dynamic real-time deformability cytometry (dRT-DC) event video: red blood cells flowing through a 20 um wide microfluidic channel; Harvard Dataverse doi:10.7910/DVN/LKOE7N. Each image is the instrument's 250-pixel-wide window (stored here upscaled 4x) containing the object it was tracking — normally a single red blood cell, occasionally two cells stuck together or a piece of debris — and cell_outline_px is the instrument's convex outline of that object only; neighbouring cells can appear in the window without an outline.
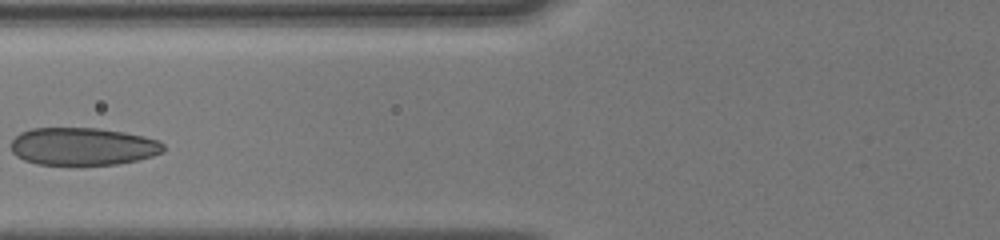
{"species": "human", "species_latin": "Homo sapiens", "temperature_condition": "cold", "stored_images_in_passage": 17, "camera_frame_rate_fps": 3000, "um_per_image_px": 0.085, "donor": {"sex": "male"}, "frame": {"image": 1, "passage_image": 5, "time_ms": 2.667, "image_size_px": [1000, 240], "cell_outline_px": [[164, 152], [152, 156], [136, 160], [116, 164], [36, 164], [24, 160], [16, 156], [12, 152], [12, 140], [20, 132], [32, 128], [96, 128], [124, 132], [144, 136], [160, 140], [164, 144]], "centroid_in_image_um": [7.05, 12.44], "position_along_channel_um": 118.7, "area_um2": 33.41}}
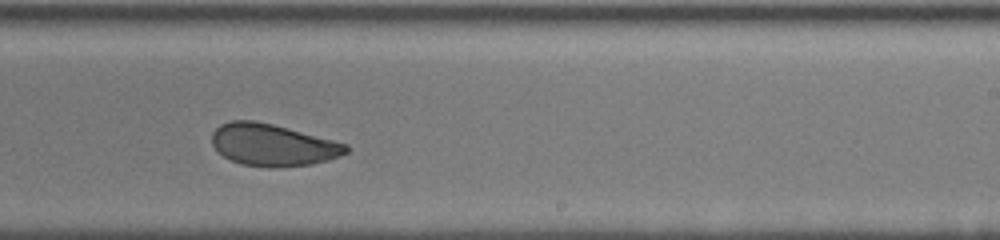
{"frame": {"image": 2, "passage_image": 11, "time_ms": 6.333, "image_size_px": [1000, 240], "cell_outline_px": [[348, 152], [340, 156], [328, 160], [312, 164], [240, 164], [224, 156], [212, 144], [212, 132], [220, 124], [232, 120], [252, 120], [272, 124], [348, 144]], "centroid_in_image_um": [23.18, 12.27], "position_along_channel_um": 265.8, "area_um2": 31.62}}
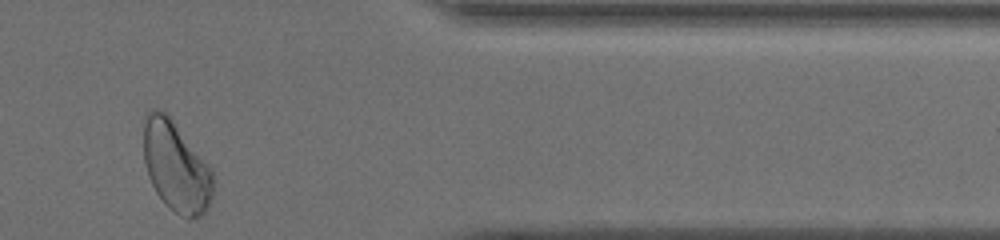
{"frame": {"image": 3, "passage_image": 17, "time_ms": 10.0, "image_size_px": [1000, 240], "cell_outline_px": [[216, 180], [212, 200], [208, 208], [200, 216], [188, 220], [180, 216], [168, 208], [164, 204], [156, 192], [148, 176], [144, 160], [144, 112], [148, 108], [156, 108], [164, 112], [172, 120], [212, 168]], "centroid_in_image_um": [14.98, 14.2], "position_along_channel_um": 396.4, "area_um2": 37.28}, "authors_computed_cell_mechanics": {"area_um2": 33.7552, "velocity_mm_per_s": 4.0202, "shape_relaxation_time_tau1_ms": 2.5861, "shape_relaxation_time_tau2_ms": 2.0003, "deformation_change_tau1": 0.083, "deformation_change_tau2": 0.0579}}